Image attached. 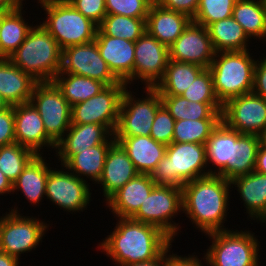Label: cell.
Masks as SVG:
<instances>
[{"mask_svg": "<svg viewBox=\"0 0 266 266\" xmlns=\"http://www.w3.org/2000/svg\"><path fill=\"white\" fill-rule=\"evenodd\" d=\"M39 112L47 135L57 144L71 126L72 106L52 82H37L29 101Z\"/></svg>", "mask_w": 266, "mask_h": 266, "instance_id": "11", "label": "cell"}, {"mask_svg": "<svg viewBox=\"0 0 266 266\" xmlns=\"http://www.w3.org/2000/svg\"><path fill=\"white\" fill-rule=\"evenodd\" d=\"M181 211L182 188L155 185L131 219L157 226L174 241L180 226L172 219Z\"/></svg>", "mask_w": 266, "mask_h": 266, "instance_id": "9", "label": "cell"}, {"mask_svg": "<svg viewBox=\"0 0 266 266\" xmlns=\"http://www.w3.org/2000/svg\"><path fill=\"white\" fill-rule=\"evenodd\" d=\"M46 20L41 24L63 50L95 40L98 26L77 11L68 0H42Z\"/></svg>", "mask_w": 266, "mask_h": 266, "instance_id": "6", "label": "cell"}, {"mask_svg": "<svg viewBox=\"0 0 266 266\" xmlns=\"http://www.w3.org/2000/svg\"><path fill=\"white\" fill-rule=\"evenodd\" d=\"M9 107V105L6 103V101L3 99V97L0 94V111L6 109Z\"/></svg>", "mask_w": 266, "mask_h": 266, "instance_id": "54", "label": "cell"}, {"mask_svg": "<svg viewBox=\"0 0 266 266\" xmlns=\"http://www.w3.org/2000/svg\"><path fill=\"white\" fill-rule=\"evenodd\" d=\"M36 83L8 58H0V94L9 106L29 102Z\"/></svg>", "mask_w": 266, "mask_h": 266, "instance_id": "25", "label": "cell"}, {"mask_svg": "<svg viewBox=\"0 0 266 266\" xmlns=\"http://www.w3.org/2000/svg\"><path fill=\"white\" fill-rule=\"evenodd\" d=\"M58 171L50 168L46 183V197L55 205L68 212H79L87 209L91 200L90 185L72 172Z\"/></svg>", "mask_w": 266, "mask_h": 266, "instance_id": "15", "label": "cell"}, {"mask_svg": "<svg viewBox=\"0 0 266 266\" xmlns=\"http://www.w3.org/2000/svg\"><path fill=\"white\" fill-rule=\"evenodd\" d=\"M232 17L250 39L266 41V0H237Z\"/></svg>", "mask_w": 266, "mask_h": 266, "instance_id": "33", "label": "cell"}, {"mask_svg": "<svg viewBox=\"0 0 266 266\" xmlns=\"http://www.w3.org/2000/svg\"><path fill=\"white\" fill-rule=\"evenodd\" d=\"M221 119L175 121L172 142L205 144Z\"/></svg>", "mask_w": 266, "mask_h": 266, "instance_id": "38", "label": "cell"}, {"mask_svg": "<svg viewBox=\"0 0 266 266\" xmlns=\"http://www.w3.org/2000/svg\"><path fill=\"white\" fill-rule=\"evenodd\" d=\"M254 171L266 175V147L262 144L259 146Z\"/></svg>", "mask_w": 266, "mask_h": 266, "instance_id": "49", "label": "cell"}, {"mask_svg": "<svg viewBox=\"0 0 266 266\" xmlns=\"http://www.w3.org/2000/svg\"><path fill=\"white\" fill-rule=\"evenodd\" d=\"M98 50L112 73L122 82H134L135 42L105 35L99 28L95 37Z\"/></svg>", "mask_w": 266, "mask_h": 266, "instance_id": "18", "label": "cell"}, {"mask_svg": "<svg viewBox=\"0 0 266 266\" xmlns=\"http://www.w3.org/2000/svg\"><path fill=\"white\" fill-rule=\"evenodd\" d=\"M161 99L175 121L221 119L222 103H198L181 95L161 96Z\"/></svg>", "mask_w": 266, "mask_h": 266, "instance_id": "34", "label": "cell"}, {"mask_svg": "<svg viewBox=\"0 0 266 266\" xmlns=\"http://www.w3.org/2000/svg\"><path fill=\"white\" fill-rule=\"evenodd\" d=\"M146 19L107 14L98 28L105 35L136 42L146 31Z\"/></svg>", "mask_w": 266, "mask_h": 266, "instance_id": "37", "label": "cell"}, {"mask_svg": "<svg viewBox=\"0 0 266 266\" xmlns=\"http://www.w3.org/2000/svg\"><path fill=\"white\" fill-rule=\"evenodd\" d=\"M242 134L228 127L222 120L214 128L205 143L207 165L212 163L217 168L212 175H219L227 180L232 179L233 143Z\"/></svg>", "mask_w": 266, "mask_h": 266, "instance_id": "21", "label": "cell"}, {"mask_svg": "<svg viewBox=\"0 0 266 266\" xmlns=\"http://www.w3.org/2000/svg\"><path fill=\"white\" fill-rule=\"evenodd\" d=\"M36 154L18 143L0 147V170L12 182Z\"/></svg>", "mask_w": 266, "mask_h": 266, "instance_id": "39", "label": "cell"}, {"mask_svg": "<svg viewBox=\"0 0 266 266\" xmlns=\"http://www.w3.org/2000/svg\"><path fill=\"white\" fill-rule=\"evenodd\" d=\"M207 167L205 144L172 142L150 176L156 185L182 188L196 178L212 175Z\"/></svg>", "mask_w": 266, "mask_h": 266, "instance_id": "4", "label": "cell"}, {"mask_svg": "<svg viewBox=\"0 0 266 266\" xmlns=\"http://www.w3.org/2000/svg\"><path fill=\"white\" fill-rule=\"evenodd\" d=\"M16 143L32 150L36 155L44 147L56 149V143L47 135L39 112L30 103L14 105Z\"/></svg>", "mask_w": 266, "mask_h": 266, "instance_id": "19", "label": "cell"}, {"mask_svg": "<svg viewBox=\"0 0 266 266\" xmlns=\"http://www.w3.org/2000/svg\"><path fill=\"white\" fill-rule=\"evenodd\" d=\"M191 21L188 15L165 9L154 2L147 15L146 31L169 48Z\"/></svg>", "mask_w": 266, "mask_h": 266, "instance_id": "24", "label": "cell"}, {"mask_svg": "<svg viewBox=\"0 0 266 266\" xmlns=\"http://www.w3.org/2000/svg\"><path fill=\"white\" fill-rule=\"evenodd\" d=\"M20 4L19 0H0V13L12 11Z\"/></svg>", "mask_w": 266, "mask_h": 266, "instance_id": "51", "label": "cell"}, {"mask_svg": "<svg viewBox=\"0 0 266 266\" xmlns=\"http://www.w3.org/2000/svg\"><path fill=\"white\" fill-rule=\"evenodd\" d=\"M19 260L0 251V266H19Z\"/></svg>", "mask_w": 266, "mask_h": 266, "instance_id": "53", "label": "cell"}, {"mask_svg": "<svg viewBox=\"0 0 266 266\" xmlns=\"http://www.w3.org/2000/svg\"><path fill=\"white\" fill-rule=\"evenodd\" d=\"M114 141L112 134L104 143L72 155L62 166L80 179L85 176L96 184L101 177L106 154Z\"/></svg>", "mask_w": 266, "mask_h": 266, "instance_id": "29", "label": "cell"}, {"mask_svg": "<svg viewBox=\"0 0 266 266\" xmlns=\"http://www.w3.org/2000/svg\"><path fill=\"white\" fill-rule=\"evenodd\" d=\"M144 89L146 98L138 100L127 88L124 91L114 137L150 136L155 115L163 103L154 87Z\"/></svg>", "mask_w": 266, "mask_h": 266, "instance_id": "8", "label": "cell"}, {"mask_svg": "<svg viewBox=\"0 0 266 266\" xmlns=\"http://www.w3.org/2000/svg\"><path fill=\"white\" fill-rule=\"evenodd\" d=\"M138 174L126 150L115 140L106 154L104 168L97 184H101L103 196L107 201Z\"/></svg>", "mask_w": 266, "mask_h": 266, "instance_id": "20", "label": "cell"}, {"mask_svg": "<svg viewBox=\"0 0 266 266\" xmlns=\"http://www.w3.org/2000/svg\"><path fill=\"white\" fill-rule=\"evenodd\" d=\"M237 187L251 220L266 222V175L252 171L230 180Z\"/></svg>", "mask_w": 266, "mask_h": 266, "instance_id": "27", "label": "cell"}, {"mask_svg": "<svg viewBox=\"0 0 266 266\" xmlns=\"http://www.w3.org/2000/svg\"><path fill=\"white\" fill-rule=\"evenodd\" d=\"M61 72L96 79L106 86L121 82L100 55L95 40L63 49Z\"/></svg>", "mask_w": 266, "mask_h": 266, "instance_id": "14", "label": "cell"}, {"mask_svg": "<svg viewBox=\"0 0 266 266\" xmlns=\"http://www.w3.org/2000/svg\"><path fill=\"white\" fill-rule=\"evenodd\" d=\"M22 10L21 3L12 11L0 13V58H9L33 28L26 23Z\"/></svg>", "mask_w": 266, "mask_h": 266, "instance_id": "30", "label": "cell"}, {"mask_svg": "<svg viewBox=\"0 0 266 266\" xmlns=\"http://www.w3.org/2000/svg\"><path fill=\"white\" fill-rule=\"evenodd\" d=\"M231 187L234 188L230 180L219 175H208L186 183L182 187V213L205 235L226 231L223 223L227 217Z\"/></svg>", "mask_w": 266, "mask_h": 266, "instance_id": "2", "label": "cell"}, {"mask_svg": "<svg viewBox=\"0 0 266 266\" xmlns=\"http://www.w3.org/2000/svg\"><path fill=\"white\" fill-rule=\"evenodd\" d=\"M181 96L198 103H221L216 96L209 68H205Z\"/></svg>", "mask_w": 266, "mask_h": 266, "instance_id": "41", "label": "cell"}, {"mask_svg": "<svg viewBox=\"0 0 266 266\" xmlns=\"http://www.w3.org/2000/svg\"><path fill=\"white\" fill-rule=\"evenodd\" d=\"M43 158L41 154L35 155L13 183V193L15 190L22 191L28 202L34 205L39 204L46 195L47 177L51 167Z\"/></svg>", "mask_w": 266, "mask_h": 266, "instance_id": "28", "label": "cell"}, {"mask_svg": "<svg viewBox=\"0 0 266 266\" xmlns=\"http://www.w3.org/2000/svg\"><path fill=\"white\" fill-rule=\"evenodd\" d=\"M29 31L24 42L8 58L37 82H52L61 71L62 49L39 23Z\"/></svg>", "mask_w": 266, "mask_h": 266, "instance_id": "3", "label": "cell"}, {"mask_svg": "<svg viewBox=\"0 0 266 266\" xmlns=\"http://www.w3.org/2000/svg\"><path fill=\"white\" fill-rule=\"evenodd\" d=\"M16 143L14 106L0 111V147Z\"/></svg>", "mask_w": 266, "mask_h": 266, "instance_id": "45", "label": "cell"}, {"mask_svg": "<svg viewBox=\"0 0 266 266\" xmlns=\"http://www.w3.org/2000/svg\"><path fill=\"white\" fill-rule=\"evenodd\" d=\"M204 69L194 63L169 60L163 78L154 88L161 96L181 95Z\"/></svg>", "mask_w": 266, "mask_h": 266, "instance_id": "31", "label": "cell"}, {"mask_svg": "<svg viewBox=\"0 0 266 266\" xmlns=\"http://www.w3.org/2000/svg\"><path fill=\"white\" fill-rule=\"evenodd\" d=\"M260 60L256 61L252 92L266 100V57Z\"/></svg>", "mask_w": 266, "mask_h": 266, "instance_id": "47", "label": "cell"}, {"mask_svg": "<svg viewBox=\"0 0 266 266\" xmlns=\"http://www.w3.org/2000/svg\"><path fill=\"white\" fill-rule=\"evenodd\" d=\"M170 248H172V244L165 250V266H203L201 260L197 256L188 255L189 257H182L175 253L171 254L169 253L171 250Z\"/></svg>", "mask_w": 266, "mask_h": 266, "instance_id": "48", "label": "cell"}, {"mask_svg": "<svg viewBox=\"0 0 266 266\" xmlns=\"http://www.w3.org/2000/svg\"><path fill=\"white\" fill-rule=\"evenodd\" d=\"M114 138L126 150L139 174L151 175L158 162L165 156L167 146L156 142L151 136Z\"/></svg>", "mask_w": 266, "mask_h": 266, "instance_id": "26", "label": "cell"}, {"mask_svg": "<svg viewBox=\"0 0 266 266\" xmlns=\"http://www.w3.org/2000/svg\"><path fill=\"white\" fill-rule=\"evenodd\" d=\"M215 51L206 27L191 21L169 47V60L187 62L209 68Z\"/></svg>", "mask_w": 266, "mask_h": 266, "instance_id": "17", "label": "cell"}, {"mask_svg": "<svg viewBox=\"0 0 266 266\" xmlns=\"http://www.w3.org/2000/svg\"><path fill=\"white\" fill-rule=\"evenodd\" d=\"M260 145L261 137L253 134H242L233 143L232 178L254 171Z\"/></svg>", "mask_w": 266, "mask_h": 266, "instance_id": "36", "label": "cell"}, {"mask_svg": "<svg viewBox=\"0 0 266 266\" xmlns=\"http://www.w3.org/2000/svg\"><path fill=\"white\" fill-rule=\"evenodd\" d=\"M83 16L90 19L97 26L101 24L106 12L105 0H68Z\"/></svg>", "mask_w": 266, "mask_h": 266, "instance_id": "44", "label": "cell"}, {"mask_svg": "<svg viewBox=\"0 0 266 266\" xmlns=\"http://www.w3.org/2000/svg\"><path fill=\"white\" fill-rule=\"evenodd\" d=\"M154 0H105L107 14L147 18Z\"/></svg>", "mask_w": 266, "mask_h": 266, "instance_id": "42", "label": "cell"}, {"mask_svg": "<svg viewBox=\"0 0 266 266\" xmlns=\"http://www.w3.org/2000/svg\"><path fill=\"white\" fill-rule=\"evenodd\" d=\"M125 82L106 86L90 99L72 106L71 124H100L114 134L120 112Z\"/></svg>", "mask_w": 266, "mask_h": 266, "instance_id": "12", "label": "cell"}, {"mask_svg": "<svg viewBox=\"0 0 266 266\" xmlns=\"http://www.w3.org/2000/svg\"><path fill=\"white\" fill-rule=\"evenodd\" d=\"M116 228L99 244L118 266L157 259L173 240L155 225L120 218Z\"/></svg>", "mask_w": 266, "mask_h": 266, "instance_id": "1", "label": "cell"}, {"mask_svg": "<svg viewBox=\"0 0 266 266\" xmlns=\"http://www.w3.org/2000/svg\"><path fill=\"white\" fill-rule=\"evenodd\" d=\"M17 208L0 217V251L20 260V254L38 247L49 226L38 218L22 216Z\"/></svg>", "mask_w": 266, "mask_h": 266, "instance_id": "10", "label": "cell"}, {"mask_svg": "<svg viewBox=\"0 0 266 266\" xmlns=\"http://www.w3.org/2000/svg\"><path fill=\"white\" fill-rule=\"evenodd\" d=\"M200 0H156L161 7L184 13L193 19L199 6Z\"/></svg>", "mask_w": 266, "mask_h": 266, "instance_id": "46", "label": "cell"}, {"mask_svg": "<svg viewBox=\"0 0 266 266\" xmlns=\"http://www.w3.org/2000/svg\"><path fill=\"white\" fill-rule=\"evenodd\" d=\"M126 266H165V251L155 260L133 263Z\"/></svg>", "mask_w": 266, "mask_h": 266, "instance_id": "52", "label": "cell"}, {"mask_svg": "<svg viewBox=\"0 0 266 266\" xmlns=\"http://www.w3.org/2000/svg\"><path fill=\"white\" fill-rule=\"evenodd\" d=\"M261 137V144L266 147V130L263 132Z\"/></svg>", "mask_w": 266, "mask_h": 266, "instance_id": "55", "label": "cell"}, {"mask_svg": "<svg viewBox=\"0 0 266 266\" xmlns=\"http://www.w3.org/2000/svg\"><path fill=\"white\" fill-rule=\"evenodd\" d=\"M249 50L215 52L209 66L218 100H227L252 92L256 60Z\"/></svg>", "mask_w": 266, "mask_h": 266, "instance_id": "5", "label": "cell"}, {"mask_svg": "<svg viewBox=\"0 0 266 266\" xmlns=\"http://www.w3.org/2000/svg\"><path fill=\"white\" fill-rule=\"evenodd\" d=\"M156 184L148 174H138L114 193L107 201L114 217L131 218L149 196Z\"/></svg>", "mask_w": 266, "mask_h": 266, "instance_id": "23", "label": "cell"}, {"mask_svg": "<svg viewBox=\"0 0 266 266\" xmlns=\"http://www.w3.org/2000/svg\"><path fill=\"white\" fill-rule=\"evenodd\" d=\"M11 192H13V184L0 170V195Z\"/></svg>", "mask_w": 266, "mask_h": 266, "instance_id": "50", "label": "cell"}, {"mask_svg": "<svg viewBox=\"0 0 266 266\" xmlns=\"http://www.w3.org/2000/svg\"><path fill=\"white\" fill-rule=\"evenodd\" d=\"M237 0H200L195 17L192 19L197 24L207 27L213 22L232 16Z\"/></svg>", "mask_w": 266, "mask_h": 266, "instance_id": "40", "label": "cell"}, {"mask_svg": "<svg viewBox=\"0 0 266 266\" xmlns=\"http://www.w3.org/2000/svg\"><path fill=\"white\" fill-rule=\"evenodd\" d=\"M221 120L241 134L261 136L266 130V100L253 92L233 97L223 104Z\"/></svg>", "mask_w": 266, "mask_h": 266, "instance_id": "13", "label": "cell"}, {"mask_svg": "<svg viewBox=\"0 0 266 266\" xmlns=\"http://www.w3.org/2000/svg\"><path fill=\"white\" fill-rule=\"evenodd\" d=\"M53 82L71 106L90 99L106 87L96 79L61 71L55 76Z\"/></svg>", "mask_w": 266, "mask_h": 266, "instance_id": "35", "label": "cell"}, {"mask_svg": "<svg viewBox=\"0 0 266 266\" xmlns=\"http://www.w3.org/2000/svg\"><path fill=\"white\" fill-rule=\"evenodd\" d=\"M175 119L170 112L162 105L155 115L150 136L159 143L166 146L172 143L174 134Z\"/></svg>", "mask_w": 266, "mask_h": 266, "instance_id": "43", "label": "cell"}, {"mask_svg": "<svg viewBox=\"0 0 266 266\" xmlns=\"http://www.w3.org/2000/svg\"><path fill=\"white\" fill-rule=\"evenodd\" d=\"M206 28L215 52L249 50L250 38L232 16L213 22Z\"/></svg>", "mask_w": 266, "mask_h": 266, "instance_id": "32", "label": "cell"}, {"mask_svg": "<svg viewBox=\"0 0 266 266\" xmlns=\"http://www.w3.org/2000/svg\"><path fill=\"white\" fill-rule=\"evenodd\" d=\"M134 80L155 87L163 78L169 61V48L147 31L135 42Z\"/></svg>", "mask_w": 266, "mask_h": 266, "instance_id": "16", "label": "cell"}, {"mask_svg": "<svg viewBox=\"0 0 266 266\" xmlns=\"http://www.w3.org/2000/svg\"><path fill=\"white\" fill-rule=\"evenodd\" d=\"M112 133L100 124H71L56 145V156L63 165L72 155L104 143ZM66 136V137H65Z\"/></svg>", "mask_w": 266, "mask_h": 266, "instance_id": "22", "label": "cell"}, {"mask_svg": "<svg viewBox=\"0 0 266 266\" xmlns=\"http://www.w3.org/2000/svg\"><path fill=\"white\" fill-rule=\"evenodd\" d=\"M250 231H217L204 256L207 266H259V241Z\"/></svg>", "mask_w": 266, "mask_h": 266, "instance_id": "7", "label": "cell"}]
</instances>
